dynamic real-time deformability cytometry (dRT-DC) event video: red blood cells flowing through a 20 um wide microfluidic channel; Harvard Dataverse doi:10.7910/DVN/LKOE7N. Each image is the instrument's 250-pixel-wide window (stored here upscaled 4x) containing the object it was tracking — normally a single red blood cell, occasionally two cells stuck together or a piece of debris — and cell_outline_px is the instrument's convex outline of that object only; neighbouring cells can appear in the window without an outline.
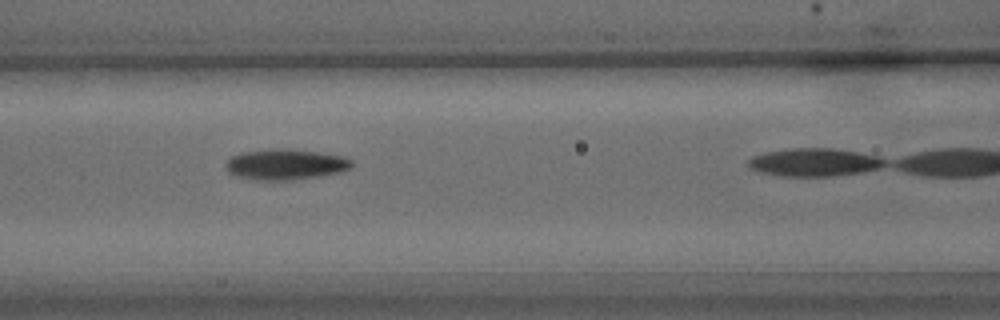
{"species": "common noctule bat (a hibernating species)", "species_latin": "Nyctalus noctula", "temperature_condition": "warm", "stored_images_in_passage": 19, "camera_frame_rate_fps": 3000, "um_per_image_px": 0.085, "animal": {"sex": "male", "body_mass_g": 15.6}, "frame": {"image": 1, "passage_image": 9, "time_ms": 2.667, "image_size_px": [1000, 320], "cell_outline_px": [[352, 168], [340, 172], [320, 176], [288, 180], [256, 180], [236, 176], [228, 172], [224, 168], [224, 164], [232, 156], [240, 152], [276, 148], [288, 148], [316, 152], [340, 156], [352, 160]], "centroid_in_image_um": [24.22, 13.97], "position_along_channel_um": 142.4, "area_um2": 22.6}}